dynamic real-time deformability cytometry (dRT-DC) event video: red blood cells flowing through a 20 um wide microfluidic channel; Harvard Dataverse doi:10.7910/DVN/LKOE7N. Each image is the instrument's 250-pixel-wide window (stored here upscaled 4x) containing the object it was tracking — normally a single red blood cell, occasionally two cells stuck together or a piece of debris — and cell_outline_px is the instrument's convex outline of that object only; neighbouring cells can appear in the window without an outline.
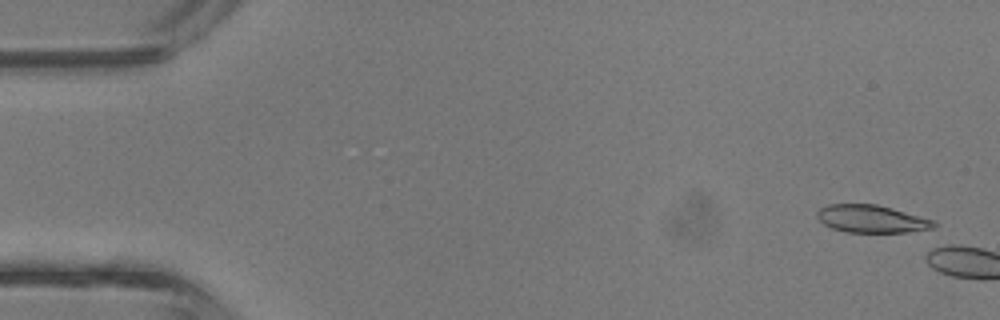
{"species": "common noctule bat (a hibernating species)", "species_latin": "Nyctalus noctula", "temperature_condition": "room temperature", "stored_images_in_passage": 4, "camera_frame_rate_fps": 3000, "um_per_image_px": 0.085, "animal": {"sex": "male", "body_mass_g": 13.3}, "frame": {"image": 1, "passage_image": 1, "time_ms": 0.0, "image_size_px": [1000, 320], "cell_outline_px": [[936, 224], [932, 228], [908, 232], [844, 232], [832, 228], [824, 224], [816, 216], [816, 212], [820, 208], [828, 204], [876, 204], [892, 208], [932, 220]], "centroid_in_image_um": [74.02, 18.6], "position_along_channel_um": 11.0, "area_um2": 18.61}}
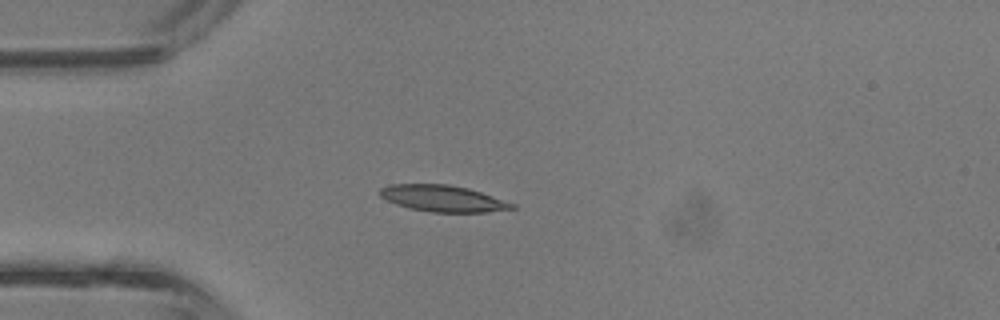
{"frame": {"image": 2, "passage_image": 4, "time_ms": 1.0, "image_size_px": [1000, 320], "cell_outline_px": [[516, 208], [488, 212], [432, 212], [408, 208], [396, 204], [380, 196], [380, 188], [388, 184], [448, 184], [468, 188], [516, 204]], "centroid_in_image_um": [37.64, 16.87], "position_along_channel_um": 47.4, "area_um2": 20.29}}